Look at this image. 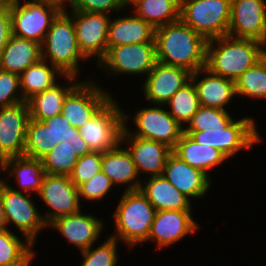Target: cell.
I'll list each match as a JSON object with an SVG mask.
<instances>
[{
	"mask_svg": "<svg viewBox=\"0 0 266 266\" xmlns=\"http://www.w3.org/2000/svg\"><path fill=\"white\" fill-rule=\"evenodd\" d=\"M18 0H0V7H11Z\"/></svg>",
	"mask_w": 266,
	"mask_h": 266,
	"instance_id": "49",
	"label": "cell"
},
{
	"mask_svg": "<svg viewBox=\"0 0 266 266\" xmlns=\"http://www.w3.org/2000/svg\"><path fill=\"white\" fill-rule=\"evenodd\" d=\"M12 35L10 9L9 7H0V56Z\"/></svg>",
	"mask_w": 266,
	"mask_h": 266,
	"instance_id": "44",
	"label": "cell"
},
{
	"mask_svg": "<svg viewBox=\"0 0 266 266\" xmlns=\"http://www.w3.org/2000/svg\"><path fill=\"white\" fill-rule=\"evenodd\" d=\"M191 80L196 86L200 106L226 110V105L237 96L235 81L215 75L207 68L191 73Z\"/></svg>",
	"mask_w": 266,
	"mask_h": 266,
	"instance_id": "22",
	"label": "cell"
},
{
	"mask_svg": "<svg viewBox=\"0 0 266 266\" xmlns=\"http://www.w3.org/2000/svg\"><path fill=\"white\" fill-rule=\"evenodd\" d=\"M113 187L115 186L111 179L101 171L78 187L80 203L84 198L90 200L89 202L101 201ZM81 198H83L82 201Z\"/></svg>",
	"mask_w": 266,
	"mask_h": 266,
	"instance_id": "40",
	"label": "cell"
},
{
	"mask_svg": "<svg viewBox=\"0 0 266 266\" xmlns=\"http://www.w3.org/2000/svg\"><path fill=\"white\" fill-rule=\"evenodd\" d=\"M104 225L102 219L96 218L92 214H85L80 210L74 214L57 217L48 224V227L60 232L59 234L81 252L97 242Z\"/></svg>",
	"mask_w": 266,
	"mask_h": 266,
	"instance_id": "19",
	"label": "cell"
},
{
	"mask_svg": "<svg viewBox=\"0 0 266 266\" xmlns=\"http://www.w3.org/2000/svg\"><path fill=\"white\" fill-rule=\"evenodd\" d=\"M38 196L50 208L43 214L47 224L57 217L77 213L82 208L78 187L67 175L45 174Z\"/></svg>",
	"mask_w": 266,
	"mask_h": 266,
	"instance_id": "14",
	"label": "cell"
},
{
	"mask_svg": "<svg viewBox=\"0 0 266 266\" xmlns=\"http://www.w3.org/2000/svg\"><path fill=\"white\" fill-rule=\"evenodd\" d=\"M30 195L14 189L0 177V198L3 203L7 226L15 225L23 234V239H28L34 244L38 234L43 229L48 228V224L42 213L38 212Z\"/></svg>",
	"mask_w": 266,
	"mask_h": 266,
	"instance_id": "8",
	"label": "cell"
},
{
	"mask_svg": "<svg viewBox=\"0 0 266 266\" xmlns=\"http://www.w3.org/2000/svg\"><path fill=\"white\" fill-rule=\"evenodd\" d=\"M192 210L156 211L147 241H155L157 248H165L199 230Z\"/></svg>",
	"mask_w": 266,
	"mask_h": 266,
	"instance_id": "18",
	"label": "cell"
},
{
	"mask_svg": "<svg viewBox=\"0 0 266 266\" xmlns=\"http://www.w3.org/2000/svg\"><path fill=\"white\" fill-rule=\"evenodd\" d=\"M234 120L226 110L200 106L184 127V131L223 130Z\"/></svg>",
	"mask_w": 266,
	"mask_h": 266,
	"instance_id": "36",
	"label": "cell"
},
{
	"mask_svg": "<svg viewBox=\"0 0 266 266\" xmlns=\"http://www.w3.org/2000/svg\"><path fill=\"white\" fill-rule=\"evenodd\" d=\"M63 78L67 84L62 85L58 81L53 87L34 95L27 101L30 118L43 121L61 114L65 97L79 83L78 77L73 75H65Z\"/></svg>",
	"mask_w": 266,
	"mask_h": 266,
	"instance_id": "28",
	"label": "cell"
},
{
	"mask_svg": "<svg viewBox=\"0 0 266 266\" xmlns=\"http://www.w3.org/2000/svg\"><path fill=\"white\" fill-rule=\"evenodd\" d=\"M172 151L191 167L203 171L208 176L209 171L228 159L220 150L198 144L185 133L181 135Z\"/></svg>",
	"mask_w": 266,
	"mask_h": 266,
	"instance_id": "29",
	"label": "cell"
},
{
	"mask_svg": "<svg viewBox=\"0 0 266 266\" xmlns=\"http://www.w3.org/2000/svg\"><path fill=\"white\" fill-rule=\"evenodd\" d=\"M156 58L155 42L125 44L120 46H108L104 58L98 63L100 70L104 69L106 75L129 74L148 75L153 69Z\"/></svg>",
	"mask_w": 266,
	"mask_h": 266,
	"instance_id": "11",
	"label": "cell"
},
{
	"mask_svg": "<svg viewBox=\"0 0 266 266\" xmlns=\"http://www.w3.org/2000/svg\"><path fill=\"white\" fill-rule=\"evenodd\" d=\"M43 1H49L58 4L62 9H65V6H68L67 3H69L70 0H43Z\"/></svg>",
	"mask_w": 266,
	"mask_h": 266,
	"instance_id": "48",
	"label": "cell"
},
{
	"mask_svg": "<svg viewBox=\"0 0 266 266\" xmlns=\"http://www.w3.org/2000/svg\"><path fill=\"white\" fill-rule=\"evenodd\" d=\"M236 95L266 99V61L261 58L235 81Z\"/></svg>",
	"mask_w": 266,
	"mask_h": 266,
	"instance_id": "35",
	"label": "cell"
},
{
	"mask_svg": "<svg viewBox=\"0 0 266 266\" xmlns=\"http://www.w3.org/2000/svg\"><path fill=\"white\" fill-rule=\"evenodd\" d=\"M139 190L156 211L191 210V201L175 188L163 175L146 177Z\"/></svg>",
	"mask_w": 266,
	"mask_h": 266,
	"instance_id": "24",
	"label": "cell"
},
{
	"mask_svg": "<svg viewBox=\"0 0 266 266\" xmlns=\"http://www.w3.org/2000/svg\"><path fill=\"white\" fill-rule=\"evenodd\" d=\"M69 8L75 11L110 13L120 12L121 5L119 0H70ZM112 11V12H110Z\"/></svg>",
	"mask_w": 266,
	"mask_h": 266,
	"instance_id": "42",
	"label": "cell"
},
{
	"mask_svg": "<svg viewBox=\"0 0 266 266\" xmlns=\"http://www.w3.org/2000/svg\"><path fill=\"white\" fill-rule=\"evenodd\" d=\"M98 247L92 245L87 250L81 251L83 261L80 266H116L118 265V240L108 235ZM93 248V249H92Z\"/></svg>",
	"mask_w": 266,
	"mask_h": 266,
	"instance_id": "38",
	"label": "cell"
},
{
	"mask_svg": "<svg viewBox=\"0 0 266 266\" xmlns=\"http://www.w3.org/2000/svg\"><path fill=\"white\" fill-rule=\"evenodd\" d=\"M132 8V14L154 28L180 20L181 3L178 0H141Z\"/></svg>",
	"mask_w": 266,
	"mask_h": 266,
	"instance_id": "32",
	"label": "cell"
},
{
	"mask_svg": "<svg viewBox=\"0 0 266 266\" xmlns=\"http://www.w3.org/2000/svg\"><path fill=\"white\" fill-rule=\"evenodd\" d=\"M49 64L46 60L40 59L19 75L20 90L24 101L27 102L34 95L53 87L65 76L59 69Z\"/></svg>",
	"mask_w": 266,
	"mask_h": 266,
	"instance_id": "30",
	"label": "cell"
},
{
	"mask_svg": "<svg viewBox=\"0 0 266 266\" xmlns=\"http://www.w3.org/2000/svg\"><path fill=\"white\" fill-rule=\"evenodd\" d=\"M24 102L20 90V76L0 69V107H10Z\"/></svg>",
	"mask_w": 266,
	"mask_h": 266,
	"instance_id": "41",
	"label": "cell"
},
{
	"mask_svg": "<svg viewBox=\"0 0 266 266\" xmlns=\"http://www.w3.org/2000/svg\"><path fill=\"white\" fill-rule=\"evenodd\" d=\"M29 119L30 111L26 101L0 107V164L6 158L24 156Z\"/></svg>",
	"mask_w": 266,
	"mask_h": 266,
	"instance_id": "15",
	"label": "cell"
},
{
	"mask_svg": "<svg viewBox=\"0 0 266 266\" xmlns=\"http://www.w3.org/2000/svg\"><path fill=\"white\" fill-rule=\"evenodd\" d=\"M63 144L69 145L76 152V155L82 157L91 152V149L88 147V144L80 136V133L77 128L71 126V131L68 136L63 139Z\"/></svg>",
	"mask_w": 266,
	"mask_h": 266,
	"instance_id": "45",
	"label": "cell"
},
{
	"mask_svg": "<svg viewBox=\"0 0 266 266\" xmlns=\"http://www.w3.org/2000/svg\"><path fill=\"white\" fill-rule=\"evenodd\" d=\"M63 10L73 20L79 50L87 60L97 58L98 65L108 50L107 32L111 16L107 13L75 10L69 13Z\"/></svg>",
	"mask_w": 266,
	"mask_h": 266,
	"instance_id": "12",
	"label": "cell"
},
{
	"mask_svg": "<svg viewBox=\"0 0 266 266\" xmlns=\"http://www.w3.org/2000/svg\"><path fill=\"white\" fill-rule=\"evenodd\" d=\"M175 188L190 200L206 196L211 187V176L191 167L173 151L169 154L162 174Z\"/></svg>",
	"mask_w": 266,
	"mask_h": 266,
	"instance_id": "20",
	"label": "cell"
},
{
	"mask_svg": "<svg viewBox=\"0 0 266 266\" xmlns=\"http://www.w3.org/2000/svg\"><path fill=\"white\" fill-rule=\"evenodd\" d=\"M102 153L93 152L79 157L74 166L72 173L69 175L70 180L79 187L84 182L90 180L95 174L101 172Z\"/></svg>",
	"mask_w": 266,
	"mask_h": 266,
	"instance_id": "39",
	"label": "cell"
},
{
	"mask_svg": "<svg viewBox=\"0 0 266 266\" xmlns=\"http://www.w3.org/2000/svg\"><path fill=\"white\" fill-rule=\"evenodd\" d=\"M157 61L191 73L205 68L207 40L181 19L155 28Z\"/></svg>",
	"mask_w": 266,
	"mask_h": 266,
	"instance_id": "1",
	"label": "cell"
},
{
	"mask_svg": "<svg viewBox=\"0 0 266 266\" xmlns=\"http://www.w3.org/2000/svg\"><path fill=\"white\" fill-rule=\"evenodd\" d=\"M112 94L93 79L79 81L64 99L61 115L71 126L79 128L91 119L111 98Z\"/></svg>",
	"mask_w": 266,
	"mask_h": 266,
	"instance_id": "13",
	"label": "cell"
},
{
	"mask_svg": "<svg viewBox=\"0 0 266 266\" xmlns=\"http://www.w3.org/2000/svg\"><path fill=\"white\" fill-rule=\"evenodd\" d=\"M141 0H119L122 10L129 6H136Z\"/></svg>",
	"mask_w": 266,
	"mask_h": 266,
	"instance_id": "47",
	"label": "cell"
},
{
	"mask_svg": "<svg viewBox=\"0 0 266 266\" xmlns=\"http://www.w3.org/2000/svg\"><path fill=\"white\" fill-rule=\"evenodd\" d=\"M261 41L225 35L210 39L206 46V65L211 73L236 81L262 58Z\"/></svg>",
	"mask_w": 266,
	"mask_h": 266,
	"instance_id": "2",
	"label": "cell"
},
{
	"mask_svg": "<svg viewBox=\"0 0 266 266\" xmlns=\"http://www.w3.org/2000/svg\"><path fill=\"white\" fill-rule=\"evenodd\" d=\"M257 130L255 119L244 117L234 120L223 130L184 131V133L198 144L209 145L220 150L229 159L240 150L252 149L255 143L262 141Z\"/></svg>",
	"mask_w": 266,
	"mask_h": 266,
	"instance_id": "10",
	"label": "cell"
},
{
	"mask_svg": "<svg viewBox=\"0 0 266 266\" xmlns=\"http://www.w3.org/2000/svg\"><path fill=\"white\" fill-rule=\"evenodd\" d=\"M78 156L72 147L69 145L58 143L46 155L41 158L44 166L45 174L49 175H67L69 176Z\"/></svg>",
	"mask_w": 266,
	"mask_h": 266,
	"instance_id": "37",
	"label": "cell"
},
{
	"mask_svg": "<svg viewBox=\"0 0 266 266\" xmlns=\"http://www.w3.org/2000/svg\"><path fill=\"white\" fill-rule=\"evenodd\" d=\"M101 171L114 185H126L124 191H136L141 186L142 181L132 156L127 148L122 147L121 142L115 148L102 153Z\"/></svg>",
	"mask_w": 266,
	"mask_h": 266,
	"instance_id": "23",
	"label": "cell"
},
{
	"mask_svg": "<svg viewBox=\"0 0 266 266\" xmlns=\"http://www.w3.org/2000/svg\"><path fill=\"white\" fill-rule=\"evenodd\" d=\"M121 143H128L126 148L132 156L138 175L142 173L152 177L163 174L166 160L172 152L166 144L133 135H121Z\"/></svg>",
	"mask_w": 266,
	"mask_h": 266,
	"instance_id": "21",
	"label": "cell"
},
{
	"mask_svg": "<svg viewBox=\"0 0 266 266\" xmlns=\"http://www.w3.org/2000/svg\"><path fill=\"white\" fill-rule=\"evenodd\" d=\"M10 9L12 34L42 44L52 21L63 10L58 4L43 0H21Z\"/></svg>",
	"mask_w": 266,
	"mask_h": 266,
	"instance_id": "7",
	"label": "cell"
},
{
	"mask_svg": "<svg viewBox=\"0 0 266 266\" xmlns=\"http://www.w3.org/2000/svg\"><path fill=\"white\" fill-rule=\"evenodd\" d=\"M34 245L9 229L0 231V266H32Z\"/></svg>",
	"mask_w": 266,
	"mask_h": 266,
	"instance_id": "31",
	"label": "cell"
},
{
	"mask_svg": "<svg viewBox=\"0 0 266 266\" xmlns=\"http://www.w3.org/2000/svg\"><path fill=\"white\" fill-rule=\"evenodd\" d=\"M55 145L50 125L30 118L26 131L24 156L41 159Z\"/></svg>",
	"mask_w": 266,
	"mask_h": 266,
	"instance_id": "34",
	"label": "cell"
},
{
	"mask_svg": "<svg viewBox=\"0 0 266 266\" xmlns=\"http://www.w3.org/2000/svg\"><path fill=\"white\" fill-rule=\"evenodd\" d=\"M155 28L145 20L136 16L125 15L110 21L107 32L108 46H120L155 42Z\"/></svg>",
	"mask_w": 266,
	"mask_h": 266,
	"instance_id": "26",
	"label": "cell"
},
{
	"mask_svg": "<svg viewBox=\"0 0 266 266\" xmlns=\"http://www.w3.org/2000/svg\"><path fill=\"white\" fill-rule=\"evenodd\" d=\"M124 112L112 97L91 119L77 128L93 152L104 153L121 142Z\"/></svg>",
	"mask_w": 266,
	"mask_h": 266,
	"instance_id": "9",
	"label": "cell"
},
{
	"mask_svg": "<svg viewBox=\"0 0 266 266\" xmlns=\"http://www.w3.org/2000/svg\"><path fill=\"white\" fill-rule=\"evenodd\" d=\"M0 171L6 172L5 182L16 179L20 192L38 194L45 176L44 166L41 159L30 158L27 156H17L6 158L0 164ZM9 179H8V178Z\"/></svg>",
	"mask_w": 266,
	"mask_h": 266,
	"instance_id": "25",
	"label": "cell"
},
{
	"mask_svg": "<svg viewBox=\"0 0 266 266\" xmlns=\"http://www.w3.org/2000/svg\"><path fill=\"white\" fill-rule=\"evenodd\" d=\"M227 35L266 42V1L233 0Z\"/></svg>",
	"mask_w": 266,
	"mask_h": 266,
	"instance_id": "16",
	"label": "cell"
},
{
	"mask_svg": "<svg viewBox=\"0 0 266 266\" xmlns=\"http://www.w3.org/2000/svg\"><path fill=\"white\" fill-rule=\"evenodd\" d=\"M45 125H50L53 135V144H58L65 139L71 131V124L66 120V116L61 114L42 121Z\"/></svg>",
	"mask_w": 266,
	"mask_h": 266,
	"instance_id": "43",
	"label": "cell"
},
{
	"mask_svg": "<svg viewBox=\"0 0 266 266\" xmlns=\"http://www.w3.org/2000/svg\"><path fill=\"white\" fill-rule=\"evenodd\" d=\"M230 10L229 0H184L180 19L208 41L227 35Z\"/></svg>",
	"mask_w": 266,
	"mask_h": 266,
	"instance_id": "5",
	"label": "cell"
},
{
	"mask_svg": "<svg viewBox=\"0 0 266 266\" xmlns=\"http://www.w3.org/2000/svg\"><path fill=\"white\" fill-rule=\"evenodd\" d=\"M9 229L7 226V220L5 217L4 207L0 198V231Z\"/></svg>",
	"mask_w": 266,
	"mask_h": 266,
	"instance_id": "46",
	"label": "cell"
},
{
	"mask_svg": "<svg viewBox=\"0 0 266 266\" xmlns=\"http://www.w3.org/2000/svg\"><path fill=\"white\" fill-rule=\"evenodd\" d=\"M169 114L183 127L191 120L200 107L198 93L192 80L179 89L170 100L164 104Z\"/></svg>",
	"mask_w": 266,
	"mask_h": 266,
	"instance_id": "33",
	"label": "cell"
},
{
	"mask_svg": "<svg viewBox=\"0 0 266 266\" xmlns=\"http://www.w3.org/2000/svg\"><path fill=\"white\" fill-rule=\"evenodd\" d=\"M40 59V43L12 35L1 53L0 69L20 75Z\"/></svg>",
	"mask_w": 266,
	"mask_h": 266,
	"instance_id": "27",
	"label": "cell"
},
{
	"mask_svg": "<svg viewBox=\"0 0 266 266\" xmlns=\"http://www.w3.org/2000/svg\"><path fill=\"white\" fill-rule=\"evenodd\" d=\"M166 108L164 105L153 104L152 107L139 109L132 119L137 129L134 132L127 125L131 114L128 115L123 111L124 128L121 135H133L157 141L173 150L184 133V127L169 114Z\"/></svg>",
	"mask_w": 266,
	"mask_h": 266,
	"instance_id": "6",
	"label": "cell"
},
{
	"mask_svg": "<svg viewBox=\"0 0 266 266\" xmlns=\"http://www.w3.org/2000/svg\"><path fill=\"white\" fill-rule=\"evenodd\" d=\"M41 54L64 75L79 76L80 62L87 59L79 50L73 20L64 10L52 21L41 44Z\"/></svg>",
	"mask_w": 266,
	"mask_h": 266,
	"instance_id": "4",
	"label": "cell"
},
{
	"mask_svg": "<svg viewBox=\"0 0 266 266\" xmlns=\"http://www.w3.org/2000/svg\"><path fill=\"white\" fill-rule=\"evenodd\" d=\"M142 94L146 101L164 105L170 98L191 80L188 70L156 62L153 69L145 76Z\"/></svg>",
	"mask_w": 266,
	"mask_h": 266,
	"instance_id": "17",
	"label": "cell"
},
{
	"mask_svg": "<svg viewBox=\"0 0 266 266\" xmlns=\"http://www.w3.org/2000/svg\"><path fill=\"white\" fill-rule=\"evenodd\" d=\"M262 58L266 61V42L262 45Z\"/></svg>",
	"mask_w": 266,
	"mask_h": 266,
	"instance_id": "50",
	"label": "cell"
},
{
	"mask_svg": "<svg viewBox=\"0 0 266 266\" xmlns=\"http://www.w3.org/2000/svg\"><path fill=\"white\" fill-rule=\"evenodd\" d=\"M122 194L113 213L115 232L109 236L133 249L146 243L156 209L140 190L123 191Z\"/></svg>",
	"mask_w": 266,
	"mask_h": 266,
	"instance_id": "3",
	"label": "cell"
}]
</instances>
